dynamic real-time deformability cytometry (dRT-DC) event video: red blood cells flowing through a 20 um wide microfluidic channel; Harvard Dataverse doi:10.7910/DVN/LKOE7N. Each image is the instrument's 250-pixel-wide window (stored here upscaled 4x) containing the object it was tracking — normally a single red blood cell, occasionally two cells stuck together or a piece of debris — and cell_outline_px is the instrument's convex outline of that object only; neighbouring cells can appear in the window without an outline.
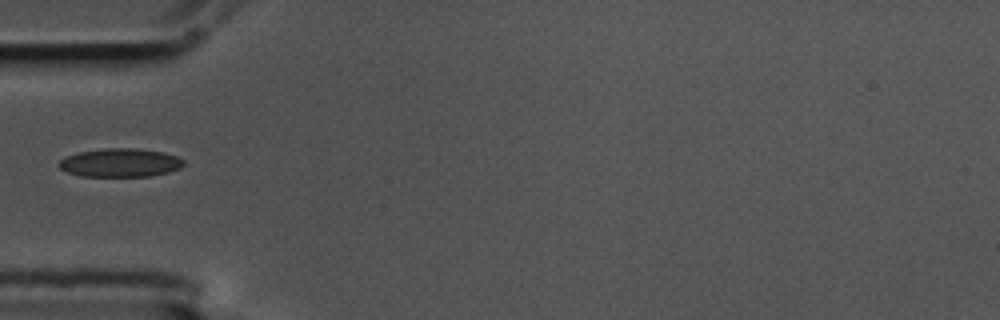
{"species": "common noctule bat (a hibernating species)", "species_latin": "Nyctalus noctula", "temperature_condition": "cold", "stored_images_in_passage": 40, "camera_frame_rate_fps": 3000, "um_per_image_px": 0.085, "animal": {"sex": "male", "body_mass_g": 17.5, "forearm_length_mm": 52.3}, "frame": {"image": 1, "passage_image": 1, "time_ms": 0.0, "image_size_px": [1000, 320], "cell_outline_px": [[184, 164], [180, 168], [168, 172], [152, 176], [80, 176], [68, 172], [60, 168], [56, 164], [64, 156], [80, 152], [104, 148], [136, 148], [164, 152], [176, 156], [184, 160]], "centroid_in_image_um": [10.21, 13.83], "position_along_channel_um": 74.8, "area_um2": 20.81}}
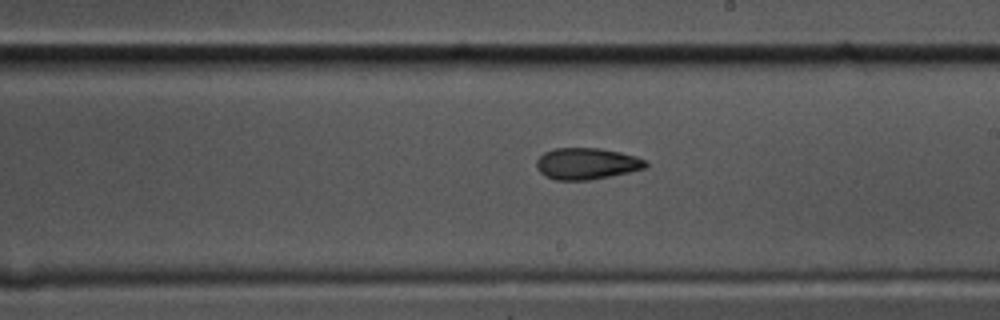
{"frame": {"image": 2, "passage_image": 15, "time_ms": 4.667, "image_size_px": [1000, 320], "cell_outline_px": [[648, 164], [644, 168], [628, 172], [588, 180], [556, 180], [544, 176], [536, 168], [536, 160], [544, 152], [552, 148], [600, 148], [620, 152], [636, 156], [648, 160]], "centroid_in_image_um": [49.84, 13.9], "position_along_channel_um": 239.2, "area_um2": 20.11}}
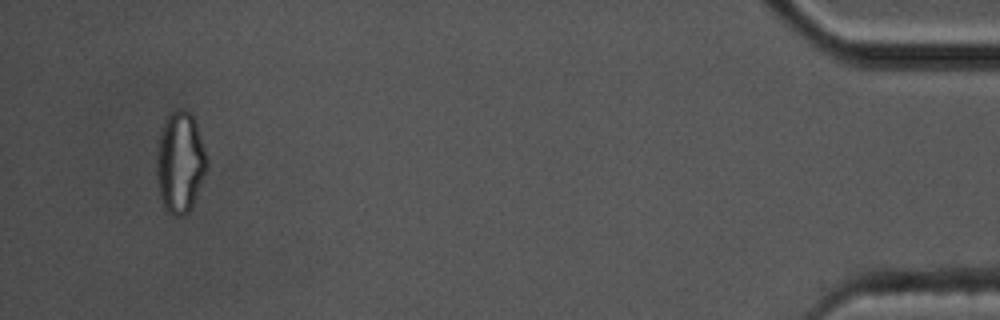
{"frame": {"image": 3, "passage_image": 37, "time_ms": 12.0, "image_size_px": [1000, 320], "cell_outline_px": [[208, 168], [192, 204], [188, 212], [184, 216], [172, 216], [164, 208], [160, 200], [156, 172], [156, 152], [160, 132], [164, 120], [168, 112], [176, 108], [184, 108], [192, 116], [196, 124], [208, 160]], "centroid_in_image_um": [15.28, 13.78], "position_along_channel_um": 419.9, "area_um2": 30.0}}